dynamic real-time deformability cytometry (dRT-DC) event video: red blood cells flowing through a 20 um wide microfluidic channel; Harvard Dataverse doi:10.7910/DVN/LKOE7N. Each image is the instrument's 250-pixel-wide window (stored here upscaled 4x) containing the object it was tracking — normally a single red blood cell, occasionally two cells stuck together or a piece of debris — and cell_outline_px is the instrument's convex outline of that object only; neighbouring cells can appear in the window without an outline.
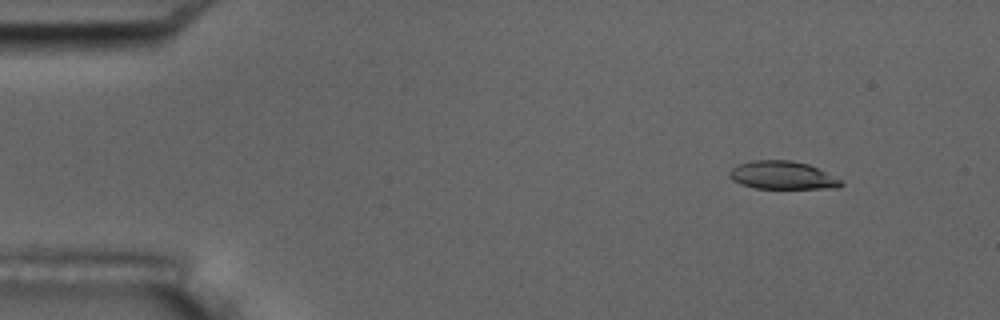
{"species": "common noctule bat (a hibernating species)", "species_latin": "Nyctalus noctula", "temperature_condition": "room temperature", "stored_images_in_passage": 4, "camera_frame_rate_fps": 3000, "um_per_image_px": 0.085, "animal": {"sex": "male", "body_mass_g": 17.5, "forearm_length_mm": 52.3}, "frame": {"image": 1, "passage_image": 1, "time_ms": 0.0, "image_size_px": [1000, 320], "cell_outline_px": [[844, 184], [836, 188], [756, 188], [740, 184], [732, 180], [728, 176], [728, 172], [736, 164], [752, 160], [792, 160], [808, 164], [844, 180]], "centroid_in_image_um": [66.49, 14.89], "position_along_channel_um": 18.5, "area_um2": 18.44}}